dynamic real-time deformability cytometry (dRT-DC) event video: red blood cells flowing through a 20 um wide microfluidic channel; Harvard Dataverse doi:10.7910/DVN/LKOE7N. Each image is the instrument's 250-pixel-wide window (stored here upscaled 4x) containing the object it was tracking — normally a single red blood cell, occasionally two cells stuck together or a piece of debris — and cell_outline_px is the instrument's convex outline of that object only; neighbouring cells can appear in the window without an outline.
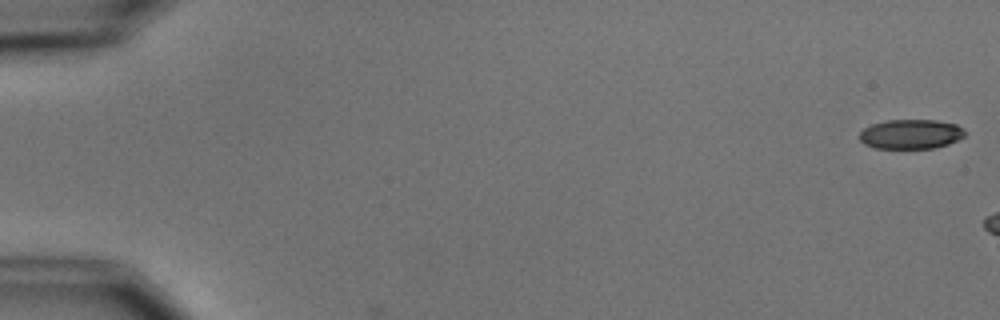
{"species": "common noctule bat (a hibernating species)", "species_latin": "Nyctalus noctula", "temperature_condition": "cold", "stored_images_in_passage": 2, "camera_frame_rate_fps": 3000, "um_per_image_px": 0.085, "animal": {"sex": "male", "body_mass_g": 15.6}, "frame": {"image": 1, "passage_image": 1, "time_ms": 0.0, "image_size_px": [1000, 320], "cell_outline_px": [[964, 136], [948, 144], [932, 148], [872, 148], [864, 144], [860, 140], [860, 132], [864, 128], [872, 124], [888, 120], [936, 120], [956, 124], [964, 128]], "centroid_in_image_um": [77.4, 11.4], "position_along_channel_um": 7.6, "area_um2": 18.09}}